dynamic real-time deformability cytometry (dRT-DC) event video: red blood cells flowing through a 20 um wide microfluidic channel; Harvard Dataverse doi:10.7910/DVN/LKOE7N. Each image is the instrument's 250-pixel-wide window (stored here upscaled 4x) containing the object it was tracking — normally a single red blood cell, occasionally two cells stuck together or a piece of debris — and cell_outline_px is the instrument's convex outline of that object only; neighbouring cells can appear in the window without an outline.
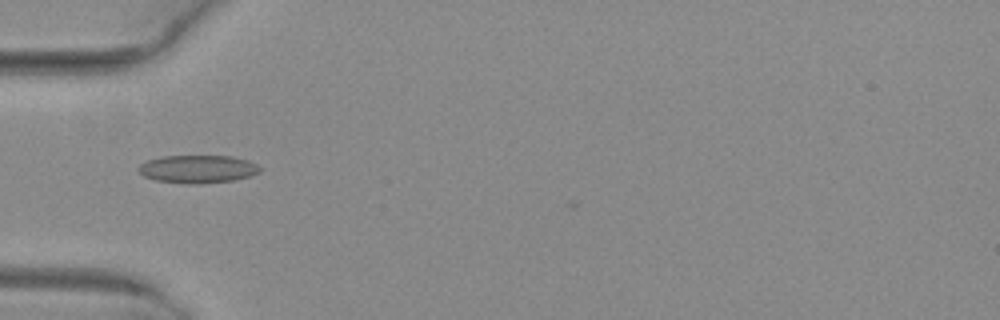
{"species": "common noctule bat (a hibernating species)", "species_latin": "Nyctalus noctula", "temperature_condition": "warm", "stored_images_in_passage": 37, "camera_frame_rate_fps": 3000, "um_per_image_px": 0.085, "animal": {"sex": "female", "body_mass_g": 29.2, "forearm_length_mm": 56.3}, "frame": {"image": 1, "passage_image": 3, "time_ms": 0.667, "image_size_px": [1000, 320], "cell_outline_px": [[264, 168], [260, 172], [252, 176], [232, 180], [200, 184], [188, 184], [156, 180], [144, 176], [136, 168], [140, 164], [148, 160], [164, 156], [232, 156], [248, 160]], "centroid_in_image_um": [16.85, 14.37], "position_along_channel_um": 68.2, "area_um2": 19.88}}
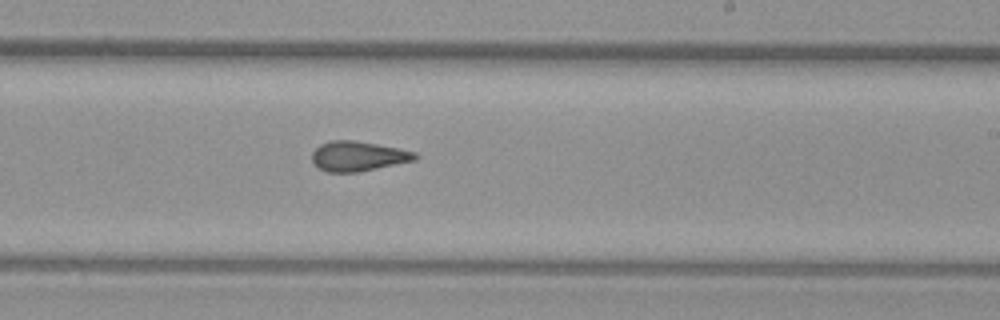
{"frame": {"image": 2, "passage_image": 17, "time_ms": 5.333, "image_size_px": [1000, 320], "cell_outline_px": [[420, 156], [416, 160], [360, 172], [328, 172], [312, 164], [312, 152], [320, 144], [332, 140], [352, 140], [400, 148], [416, 152]], "centroid_in_image_um": [30.46, 13.28], "position_along_channel_um": 258.5, "area_um2": 18.09}}
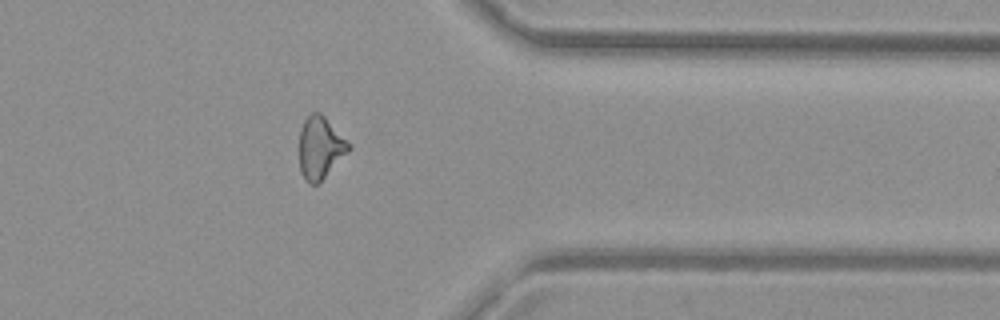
{"frame": {"image": 3, "passage_image": 27, "time_ms": 8.667, "image_size_px": [1000, 320], "cell_outline_px": [[352, 148], [316, 184], [308, 184], [304, 180], [300, 172], [300, 132], [304, 120], [312, 112], [320, 112], [352, 144]], "centroid_in_image_um": [27.23, 12.54], "position_along_channel_um": 384.2, "area_um2": 17.74}, "authors_computed_cell_mechanics": {"area_um2": 17.918, "velocity_mm_per_s": 4.0834, "shape_relaxation_time_tau1_ms": null, "shape_relaxation_time_tau2_ms": 2.3387, "deformation_change_tau1": null, "deformation_change_tau2": 0.1113}}